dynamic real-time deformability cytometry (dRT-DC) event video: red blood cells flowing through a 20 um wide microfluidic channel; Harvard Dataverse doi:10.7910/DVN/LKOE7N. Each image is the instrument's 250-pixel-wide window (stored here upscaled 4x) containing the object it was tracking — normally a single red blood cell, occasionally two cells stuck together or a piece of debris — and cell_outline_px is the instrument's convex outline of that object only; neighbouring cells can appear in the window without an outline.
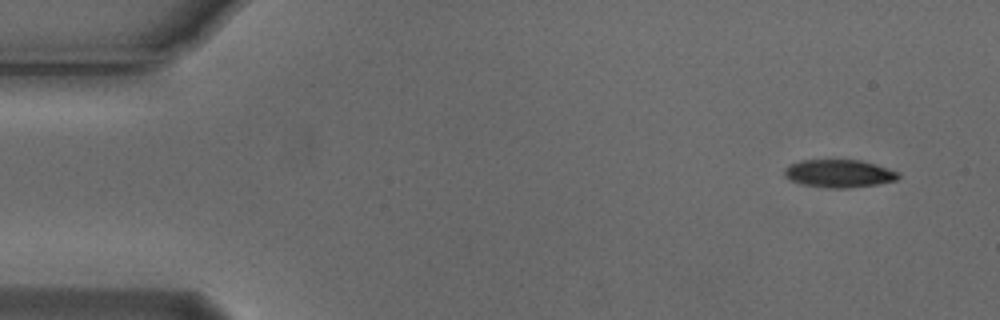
{"species": "Egyptian fruit bat (a non-hibernating species)", "species_latin": "Rousettus aegyptiacus", "temperature_condition": "cold", "stored_images_in_passage": 51, "camera_frame_rate_fps": 3000, "um_per_image_px": 0.085, "animal": {"sex": "male"}, "frame": {"image": 1, "passage_image": 1, "time_ms": 0.0, "image_size_px": [1000, 320], "cell_outline_px": [[900, 176], [896, 180], [876, 184], [848, 188], [828, 188], [804, 184], [792, 180], [784, 176], [784, 172], [792, 164], [800, 160], [860, 160], [876, 164], [900, 172]], "centroid_in_image_um": [71.37, 14.74], "position_along_channel_um": 13.6, "area_um2": 18.26}}
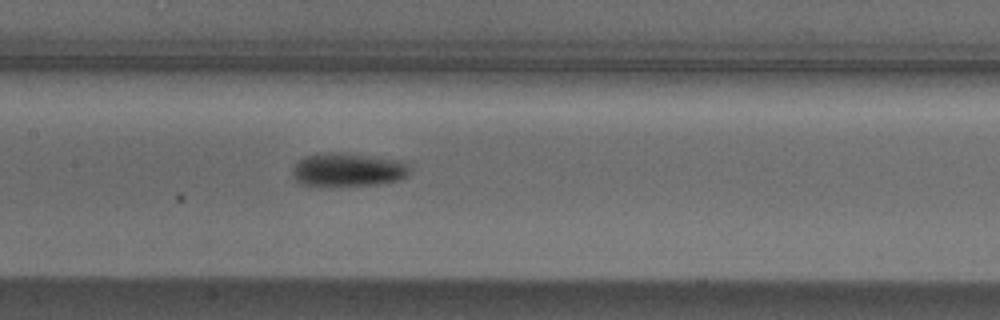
{"frame": {"image": 2, "passage_image": 23, "time_ms": 7.333, "image_size_px": [1000, 320], "cell_outline_px": [[412, 172], [408, 176], [400, 180], [376, 184], [320, 188], [300, 184], [292, 176], [292, 168], [296, 160], [304, 156], [316, 152], [344, 152], [408, 160], [412, 168]], "centroid_in_image_um": [29.59, 14.42], "position_along_channel_um": 177.8, "area_um2": 24.57}}
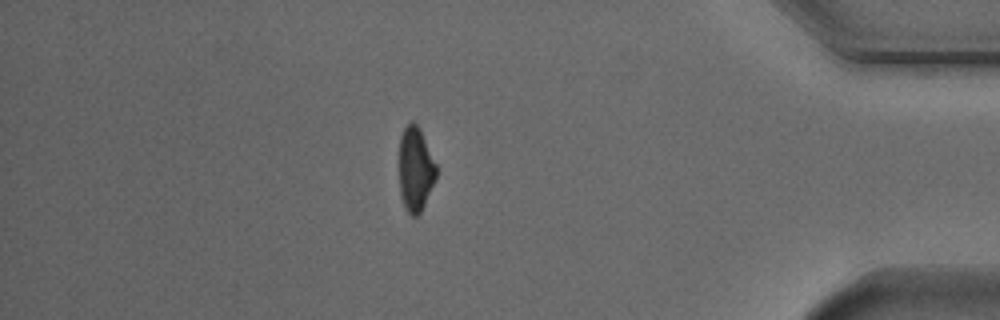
{"frame": {"image": 3, "passage_image": 44, "time_ms": 14.333, "image_size_px": [1000, 320], "cell_outline_px": [[436, 176], [424, 204], [420, 212], [416, 216], [412, 216], [404, 208], [400, 196], [400, 136], [404, 128], [412, 120], [420, 128], [436, 164]], "centroid_in_image_um": [35.3, 14.37], "position_along_channel_um": 399.9, "area_um2": 17.98}, "authors_computed_cell_mechanics": {"area_um2": 20.0566, "velocity_mm_per_s": 3.7579, "shape_relaxation_time_tau1_ms": 2.236, "shape_relaxation_time_tau2_ms": null, "deformation_change_tau1": 0.1365, "deformation_change_tau2": null}}